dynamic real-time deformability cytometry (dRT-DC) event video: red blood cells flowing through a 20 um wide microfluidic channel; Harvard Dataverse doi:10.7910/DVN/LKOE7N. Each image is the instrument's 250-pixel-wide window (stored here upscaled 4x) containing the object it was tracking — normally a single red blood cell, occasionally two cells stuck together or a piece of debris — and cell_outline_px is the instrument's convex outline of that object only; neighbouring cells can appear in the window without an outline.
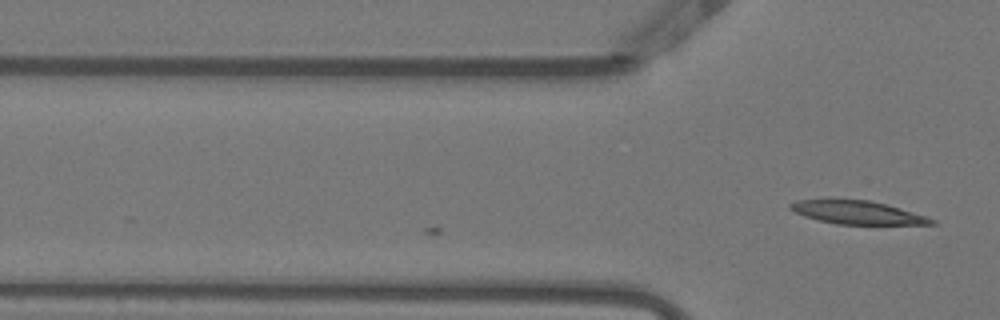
{"species": "Egyptian fruit bat (a non-hibernating species)", "species_latin": "Rousettus aegyptiacus", "temperature_condition": "warm", "stored_images_in_passage": 2, "camera_frame_rate_fps": 3000, "um_per_image_px": 0.085, "animal": {"sex": "female"}, "frame": {"image": 1, "passage_image": 2, "time_ms": 0.333, "image_size_px": [1000, 320], "cell_outline_px": [[936, 224], [836, 224], [804, 216], [788, 208], [788, 204], [796, 200], [868, 200], [888, 204], [928, 216], [936, 220]], "centroid_in_image_um": [72.92, 18.06], "position_along_channel_um": 52.9, "area_um2": 19.02}}